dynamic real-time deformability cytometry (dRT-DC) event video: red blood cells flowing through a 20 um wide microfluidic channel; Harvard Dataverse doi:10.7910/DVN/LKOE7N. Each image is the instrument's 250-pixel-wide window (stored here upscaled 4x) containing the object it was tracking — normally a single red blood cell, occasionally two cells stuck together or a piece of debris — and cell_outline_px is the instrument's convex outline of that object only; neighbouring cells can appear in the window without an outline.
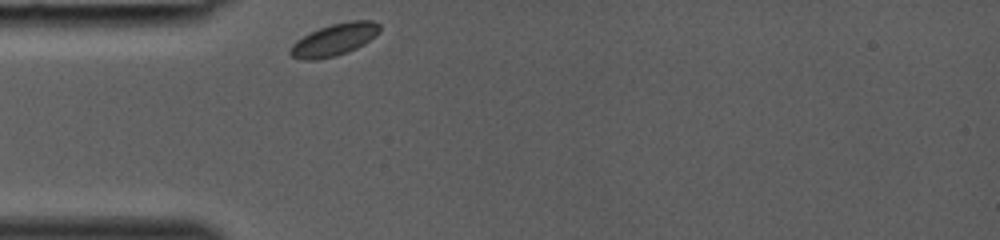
{"species": "common noctule bat (a hibernating species)", "species_latin": "Nyctalus noctula", "temperature_condition": "room temperature", "stored_images_in_passage": 24, "camera_frame_rate_fps": 3000, "um_per_image_px": 0.085, "animal": {"sex": "female", "body_mass_g": 19.0, "forearm_length_mm": 53.3}, "frame": {"image": 1, "passage_image": 1, "time_ms": 0.0, "image_size_px": [1000, 240], "cell_outline_px": [[380, 28], [376, 36], [364, 44], [348, 52], [336, 56], [316, 60], [304, 60], [292, 56], [288, 52], [292, 44], [296, 40], [320, 28], [332, 24], [352, 20], [372, 20], [380, 24]], "centroid_in_image_um": [28.43, 3.38], "position_along_channel_um": 56.6, "area_um2": 16.7}}
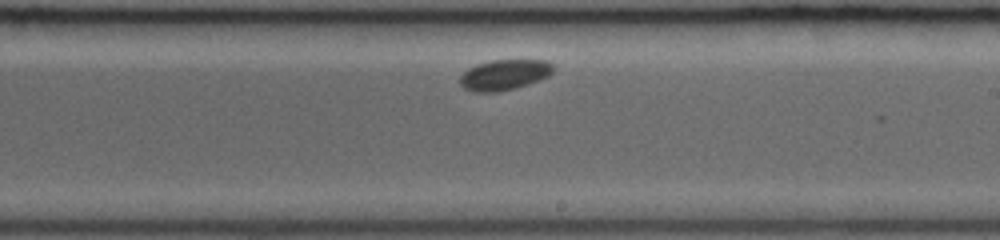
{"frame": {"image": 2, "passage_image": 14, "time_ms": 4.333, "image_size_px": [1000, 240], "cell_outline_px": [[556, 68], [548, 76], [528, 84], [516, 88], [496, 92], [476, 92], [464, 88], [460, 84], [460, 76], [468, 68], [476, 64], [492, 60], [544, 60], [552, 64]], "centroid_in_image_um": [42.87, 6.35], "position_along_channel_um": 246.1, "area_um2": 16.59}}
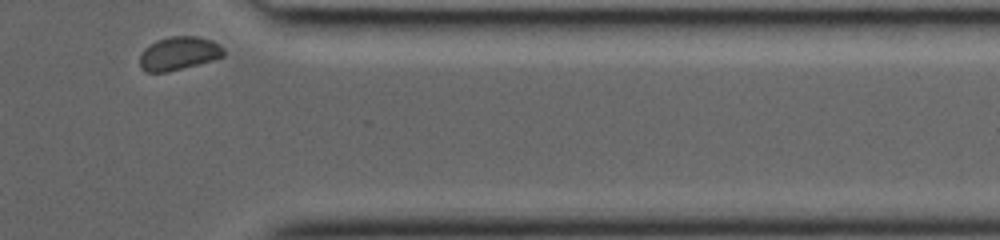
{"frame": {"image": 3, "passage_image": 24, "time_ms": 7.667, "image_size_px": [1000, 240], "cell_outline_px": [[224, 56], [212, 60], [164, 72], [144, 72], [140, 64], [140, 56], [144, 48], [160, 40], [172, 36], [196, 36], [212, 40], [220, 44], [224, 48]], "centroid_in_image_um": [15.22, 4.53], "position_along_channel_um": 396.2, "area_um2": 16.01}}